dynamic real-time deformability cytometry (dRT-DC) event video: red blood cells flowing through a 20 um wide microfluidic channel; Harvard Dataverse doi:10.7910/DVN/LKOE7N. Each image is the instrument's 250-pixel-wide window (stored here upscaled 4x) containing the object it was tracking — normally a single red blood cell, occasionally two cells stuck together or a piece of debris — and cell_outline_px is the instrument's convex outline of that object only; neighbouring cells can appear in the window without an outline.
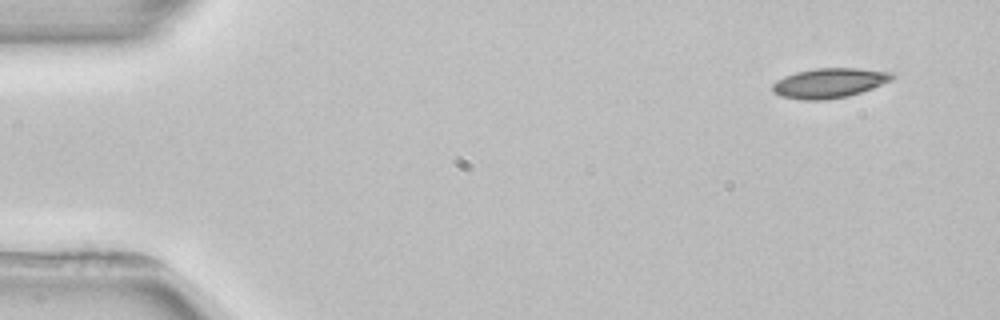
{"species": "common noctule bat (a hibernating species)", "species_latin": "Nyctalus noctula", "temperature_condition": "room temperature", "stored_images_in_passage": 4, "camera_frame_rate_fps": 3000, "um_per_image_px": 0.085, "animal": {"sex": "female", "body_mass_g": 22.7, "forearm_length_mm": 54.2}, "frame": {"image": 1, "passage_image": 1, "time_ms": 0.0, "image_size_px": [1000, 320], "cell_outline_px": [[896, 76], [892, 80], [872, 88], [848, 96], [824, 100], [800, 100], [780, 96], [772, 92], [772, 84], [776, 80], [784, 76], [796, 72], [816, 68], [860, 68], [892, 72]], "centroid_in_image_um": [70.47, 7.05], "position_along_channel_um": 14.5, "area_um2": 20.92}}